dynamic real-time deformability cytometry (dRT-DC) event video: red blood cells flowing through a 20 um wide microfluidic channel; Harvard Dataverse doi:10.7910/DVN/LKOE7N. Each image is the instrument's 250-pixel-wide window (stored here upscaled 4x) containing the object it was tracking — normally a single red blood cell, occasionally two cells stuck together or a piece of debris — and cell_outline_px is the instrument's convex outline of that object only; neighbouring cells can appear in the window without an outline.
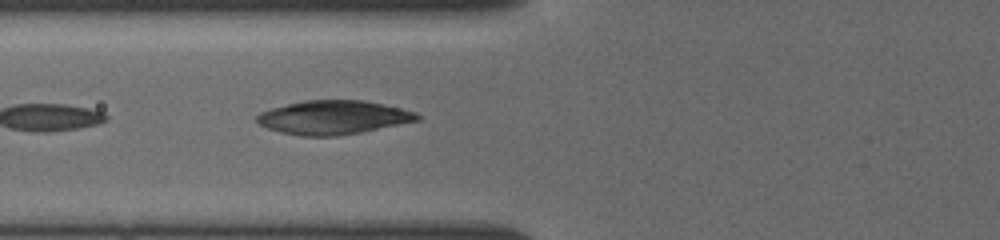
{"species": "common noctule bat (a hibernating species)", "species_latin": "Nyctalus noctula", "temperature_condition": "cold", "stored_images_in_passage": 19, "camera_frame_rate_fps": 3000, "um_per_image_px": 0.085, "animal": {"sex": "female", "body_mass_g": 19.5, "forearm_length_mm": 54.1}, "frame": {"image": 1, "passage_image": 19, "time_ms": 6.333, "image_size_px": [1000, 240], "cell_outline_px": [[424, 116], [420, 120], [360, 132], [336, 136], [300, 136], [280, 132], [268, 128], [260, 124], [256, 120], [256, 116], [260, 112], [272, 108], [304, 100], [364, 100], [384, 104], [416, 112]], "centroid_in_image_um": [28.35, 9.98], "position_along_channel_um": 97.4, "area_um2": 31.56}}